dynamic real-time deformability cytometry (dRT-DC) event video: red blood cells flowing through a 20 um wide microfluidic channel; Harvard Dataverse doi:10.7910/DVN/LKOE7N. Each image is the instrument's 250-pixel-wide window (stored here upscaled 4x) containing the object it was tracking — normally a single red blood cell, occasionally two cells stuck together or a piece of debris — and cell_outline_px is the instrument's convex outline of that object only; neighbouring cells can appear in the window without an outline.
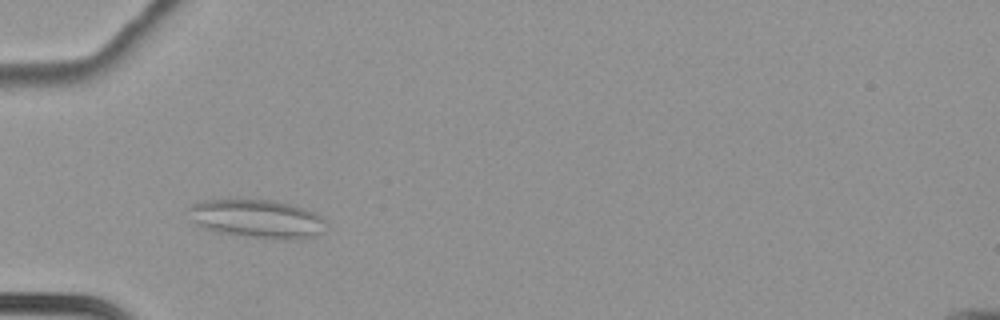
{"species": "common noctule bat (a hibernating species)", "species_latin": "Nyctalus noctula", "temperature_condition": "cold", "stored_images_in_passage": 49, "camera_frame_rate_fps": 3000, "um_per_image_px": 0.085, "animal": {"sex": "female", "body_mass_g": 22.7, "forearm_length_mm": 54.2}, "frame": {"image": 1, "passage_image": 8, "time_ms": 2.333, "image_size_px": [1000, 320], "cell_outline_px": [[328, 224], [324, 232], [300, 240], [284, 240], [248, 236], [216, 232], [196, 224], [188, 220], [184, 208], [192, 204], [204, 200], [228, 196], [272, 200], [292, 204], [316, 212]], "centroid_in_image_um": [21.78, 18.55], "position_along_channel_um": 63.2, "area_um2": 32.37}}
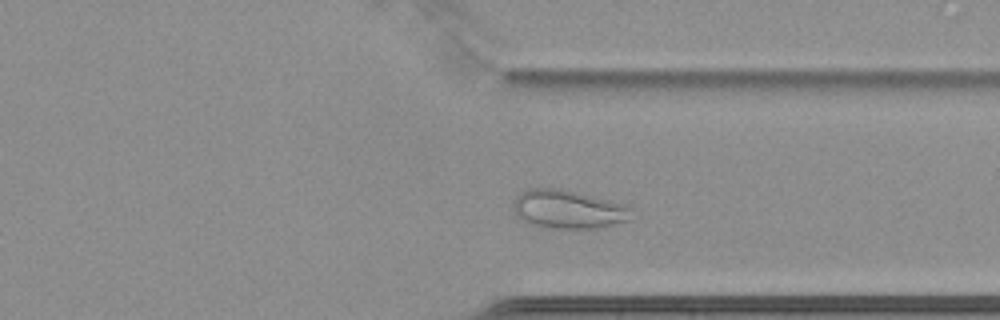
{"frame": {"image": 2, "passage_image": 35, "time_ms": 11.333, "image_size_px": [1000, 320], "cell_outline_px": [[640, 212], [632, 220], [596, 228], [540, 228], [528, 224], [516, 216], [512, 204], [520, 192], [532, 188], [560, 188], [624, 204]], "centroid_in_image_um": [48.35, 17.81], "position_along_channel_um": 363.1, "area_um2": 27.11}}
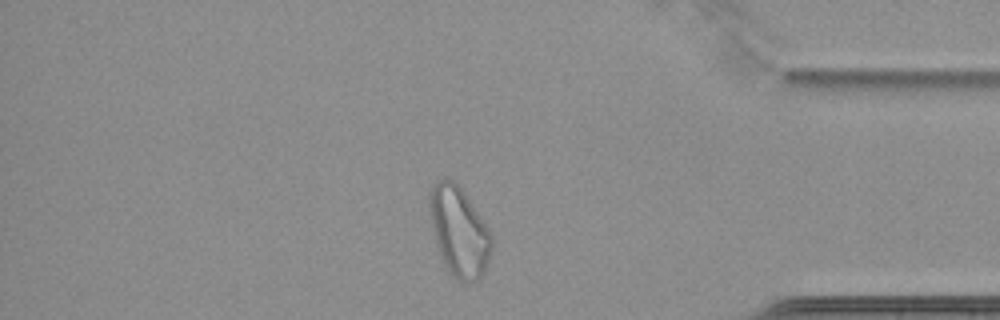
{"frame": {"image": 3, "passage_image": 40, "time_ms": 13.0, "image_size_px": [1000, 320], "cell_outline_px": [[492, 248], [488, 260], [480, 280], [468, 284], [460, 280], [448, 272], [444, 264], [436, 240], [428, 212], [428, 192], [432, 184], [444, 176], [448, 176], [464, 192], [488, 228], [492, 236]], "centroid_in_image_um": [38.99, 19.65], "position_along_channel_um": 396.2, "area_um2": 32.48}, "authors_computed_cell_mechanics": {"area_um2": 27.1082, "velocity_mm_per_s": 3.4178, "shape_relaxation_time_tau1_ms": null, "shape_relaxation_time_tau2_ms": 1.7577, "deformation_change_tau1": null, "deformation_change_tau2": 0.0747}}